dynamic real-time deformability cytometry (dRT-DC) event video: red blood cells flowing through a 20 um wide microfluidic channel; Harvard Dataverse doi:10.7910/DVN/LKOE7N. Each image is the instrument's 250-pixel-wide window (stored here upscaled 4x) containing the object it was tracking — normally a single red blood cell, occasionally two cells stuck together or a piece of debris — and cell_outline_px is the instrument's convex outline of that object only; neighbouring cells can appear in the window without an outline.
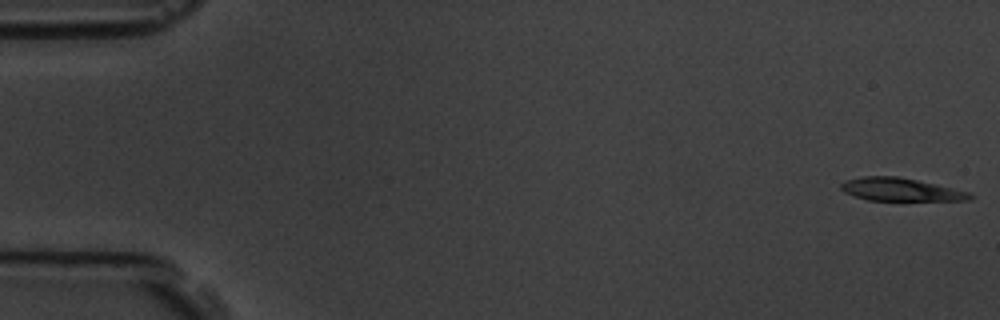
{"species": "common noctule bat (a hibernating species)", "species_latin": "Nyctalus noctula", "temperature_condition": "room temperature", "stored_images_in_passage": 8, "camera_frame_rate_fps": 3000, "um_per_image_px": 0.085, "animal": {"sex": "male", "body_mass_g": 19.5, "forearm_length_mm": 54.6}, "frame": {"image": 1, "passage_image": 1, "time_ms": 0.0, "image_size_px": [1000, 320], "cell_outline_px": [[972, 196], [968, 200], [868, 200], [844, 192], [840, 188], [840, 184], [844, 180], [864, 176], [896, 176], [936, 184], [972, 192]], "centroid_in_image_um": [76.53, 16.1], "position_along_channel_um": 8.5, "area_um2": 17.11}}
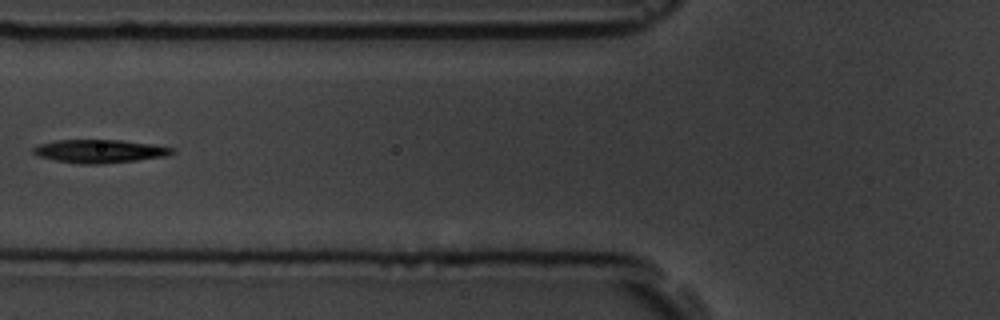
{"frame": {"image": 2, "passage_image": 7, "time_ms": 7.0, "image_size_px": [1000, 320], "cell_outline_px": [[176, 152], [168, 156], [136, 160], [100, 164], [80, 164], [56, 160], [40, 156], [32, 152], [32, 148], [40, 144], [56, 140], [120, 140], [152, 144], [176, 148]], "centroid_in_image_um": [8.52, 12.85], "position_along_channel_um": 117.3, "area_um2": 18.79}}
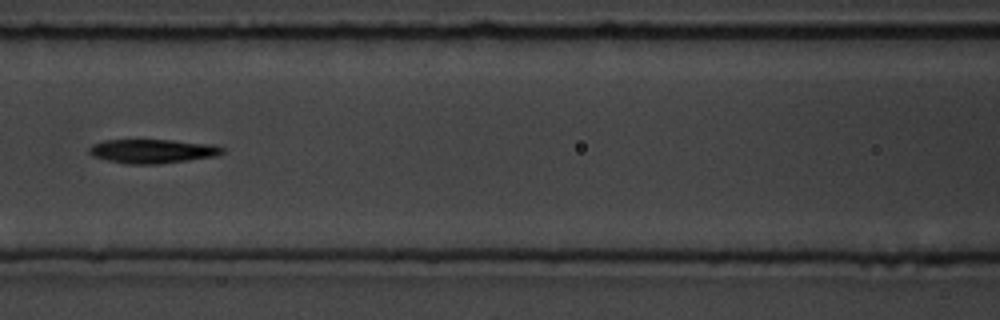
{"frame": {"image": 3, "passage_image": 8, "time_ms": 8.0, "image_size_px": [1000, 320], "cell_outline_px": [[224, 152], [216, 156], [188, 160], [156, 164], [128, 164], [108, 160], [92, 156], [88, 152], [88, 148], [92, 144], [104, 140], [172, 140], [216, 144], [224, 148]], "centroid_in_image_um": [12.97, 12.84], "position_along_channel_um": 153.6, "area_um2": 18.73}}